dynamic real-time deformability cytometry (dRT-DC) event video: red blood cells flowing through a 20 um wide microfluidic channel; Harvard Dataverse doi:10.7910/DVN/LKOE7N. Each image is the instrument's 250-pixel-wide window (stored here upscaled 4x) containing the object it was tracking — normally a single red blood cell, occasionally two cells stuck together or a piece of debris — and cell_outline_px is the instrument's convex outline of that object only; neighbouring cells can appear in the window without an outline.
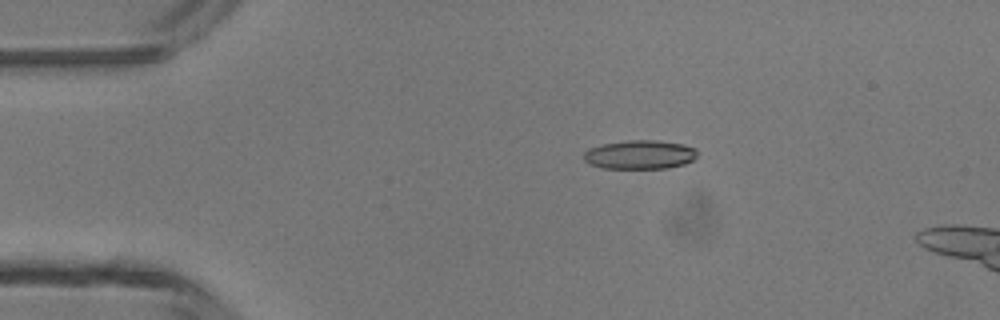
{"species": "common noctule bat (a hibernating species)", "species_latin": "Nyctalus noctula", "temperature_condition": "room temperature", "stored_images_in_passage": 4, "camera_frame_rate_fps": 3000, "um_per_image_px": 0.085, "animal": {"sex": "male", "body_mass_g": 13.3}, "frame": {"image": 1, "passage_image": 3, "time_ms": 2.0, "image_size_px": [1000, 320], "cell_outline_px": [[696, 156], [692, 160], [684, 164], [668, 168], [600, 168], [588, 164], [584, 160], [584, 152], [588, 148], [600, 144], [628, 140], [656, 140], [684, 144], [696, 148]], "centroid_in_image_um": [54.35, 13.14], "position_along_channel_um": 30.7, "area_um2": 19.31}}